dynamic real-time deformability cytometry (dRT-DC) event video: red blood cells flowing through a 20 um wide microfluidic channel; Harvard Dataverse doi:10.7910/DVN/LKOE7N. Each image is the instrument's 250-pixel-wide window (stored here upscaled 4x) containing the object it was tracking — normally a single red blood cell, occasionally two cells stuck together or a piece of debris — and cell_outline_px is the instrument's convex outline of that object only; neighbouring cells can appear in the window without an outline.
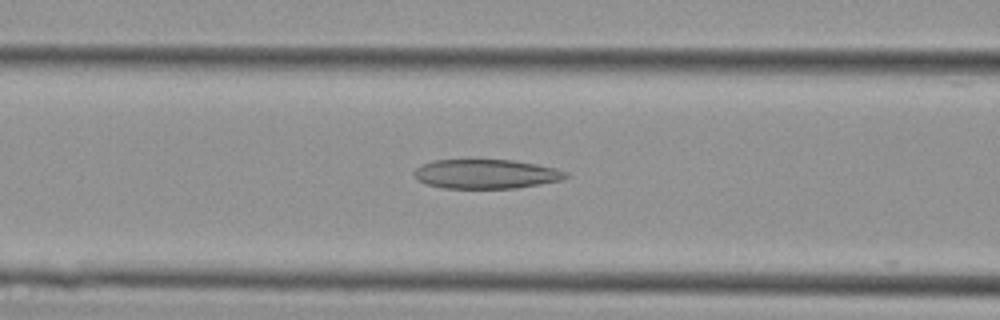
{"species": "Egyptian fruit bat (a non-hibernating species)", "species_latin": "Rousettus aegyptiacus", "temperature_condition": "cold", "stored_images_in_passage": 28, "camera_frame_rate_fps": 3000, "um_per_image_px": 0.085, "animal": {"sex": "female"}, "frame": {"image": 1, "passage_image": 7, "time_ms": 2.0, "image_size_px": [1000, 320], "cell_outline_px": [[572, 176], [564, 180], [516, 188], [444, 188], [428, 184], [420, 180], [412, 172], [416, 168], [432, 160], [512, 160], [536, 164], [556, 168], [568, 172]], "centroid_in_image_um": [41.4, 14.79], "position_along_channel_um": 125.2, "area_um2": 25.89}}
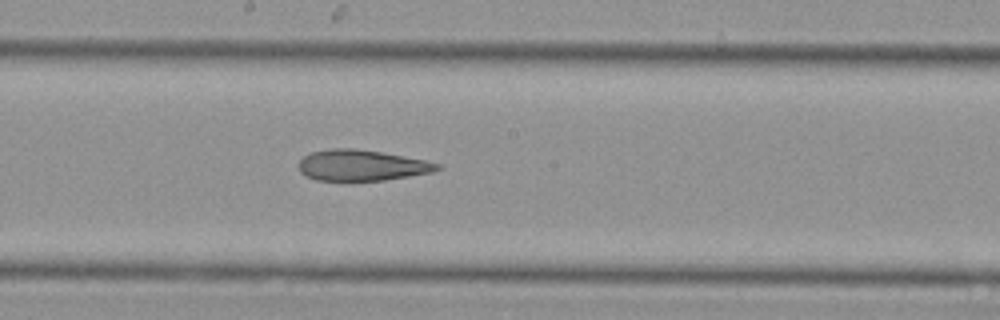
{"frame": {"image": 2, "passage_image": 13, "time_ms": 4.0, "image_size_px": [1000, 320], "cell_outline_px": [[444, 168], [432, 172], [384, 180], [316, 180], [304, 176], [300, 172], [296, 164], [304, 156], [312, 152], [332, 148], [352, 148], [380, 152], [424, 160], [440, 164]], "centroid_in_image_um": [30.7, 14.05], "position_along_channel_um": 217.5, "area_um2": 24.85}}
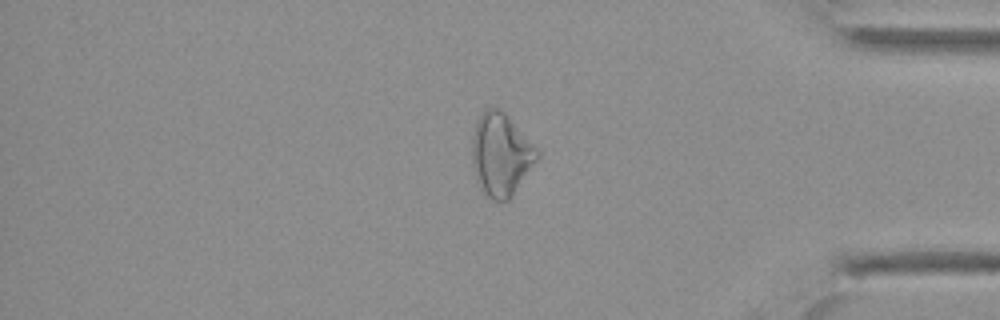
{"frame": {"image": 3, "passage_image": 26, "time_ms": 8.333, "image_size_px": [1000, 320], "cell_outline_px": [[540, 156], [508, 200], [492, 200], [484, 192], [472, 164], [472, 136], [476, 120], [484, 108], [500, 108], [508, 116], [540, 152]], "centroid_in_image_um": [42.57, 13.08], "position_along_channel_um": 392.6, "area_um2": 30.81}}